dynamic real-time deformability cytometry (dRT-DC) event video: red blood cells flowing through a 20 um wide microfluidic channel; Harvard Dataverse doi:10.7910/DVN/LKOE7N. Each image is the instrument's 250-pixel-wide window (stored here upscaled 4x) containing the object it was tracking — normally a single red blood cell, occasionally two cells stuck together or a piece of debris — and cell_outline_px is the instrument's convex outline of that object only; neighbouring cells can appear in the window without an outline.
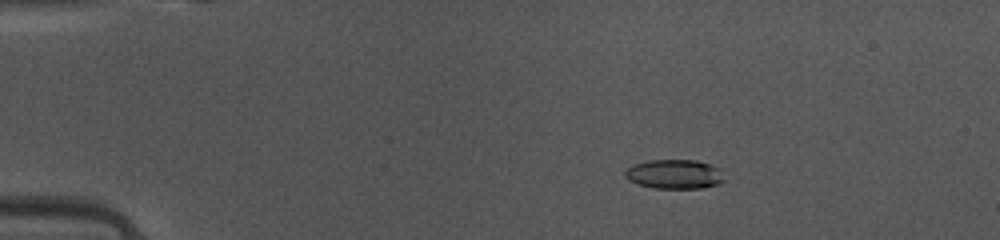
{"species": "common noctule bat (a hibernating species)", "species_latin": "Nyctalus noctula", "temperature_condition": "warm", "stored_images_in_passage": 49, "camera_frame_rate_fps": 3000, "um_per_image_px": 0.085, "animal": {"sex": "female", "body_mass_g": 10.0, "forearm_length_mm": 53.1}, "frame": {"image": 1, "passage_image": 9, "time_ms": 2.667, "image_size_px": [1000, 240], "cell_outline_px": [[724, 180], [716, 184], [704, 188], [652, 188], [636, 184], [628, 180], [624, 176], [624, 172], [628, 168], [636, 164], [652, 160], [696, 160], [720, 168]], "centroid_in_image_um": [57.31, 14.81], "position_along_channel_um": 27.7, "area_um2": 16.88}}
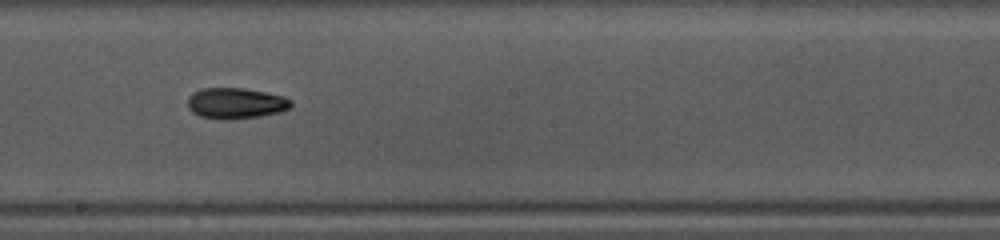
{"frame": {"image": 2, "passage_image": 28, "time_ms": 9.0, "image_size_px": [1000, 240], "cell_outline_px": [[292, 104], [288, 108], [280, 112], [260, 116], [228, 120], [220, 120], [200, 116], [192, 112], [188, 108], [188, 96], [192, 92], [200, 88], [244, 88], [284, 96], [292, 100]], "centroid_in_image_um": [20.01, 8.78], "position_along_channel_um": 228.2, "area_um2": 18.79}}
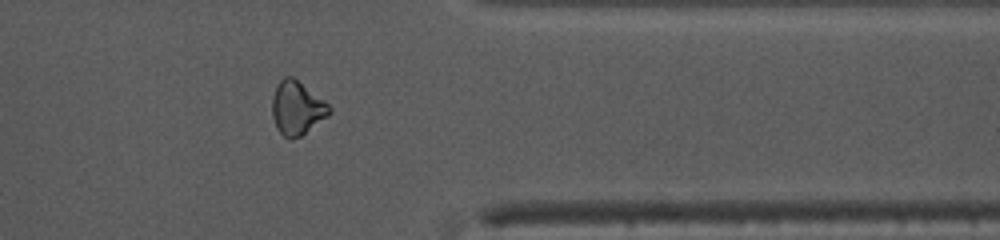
{"frame": {"image": 3, "passage_image": 40, "time_ms": 13.0, "image_size_px": [1000, 240], "cell_outline_px": [[332, 112], [328, 116], [300, 136], [292, 140], [288, 140], [276, 128], [272, 116], [272, 96], [276, 84], [284, 76], [292, 76], [324, 100], [332, 108]], "centroid_in_image_um": [25.22, 9.18], "position_along_channel_um": 386.2, "area_um2": 17.98}, "authors_computed_cell_mechanics": {"area_um2": 17.5712, "velocity_mm_per_s": 4.1455, "shape_relaxation_time_tau1_ms": 9.7456, "shape_relaxation_time_tau2_ms": null, "deformation_change_tau1": 0.1938, "deformation_change_tau2": null}}